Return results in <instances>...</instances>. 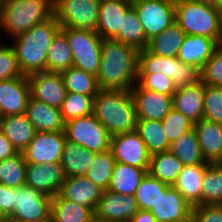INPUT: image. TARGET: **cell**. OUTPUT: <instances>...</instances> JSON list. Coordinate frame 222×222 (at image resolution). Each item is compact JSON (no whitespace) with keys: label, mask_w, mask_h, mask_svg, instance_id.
<instances>
[{"label":"cell","mask_w":222,"mask_h":222,"mask_svg":"<svg viewBox=\"0 0 222 222\" xmlns=\"http://www.w3.org/2000/svg\"><path fill=\"white\" fill-rule=\"evenodd\" d=\"M139 52L123 42L103 39L101 62L96 75L99 89L131 90L137 83Z\"/></svg>","instance_id":"obj_1"},{"label":"cell","mask_w":222,"mask_h":222,"mask_svg":"<svg viewBox=\"0 0 222 222\" xmlns=\"http://www.w3.org/2000/svg\"><path fill=\"white\" fill-rule=\"evenodd\" d=\"M61 30L55 15L33 26L30 30L14 37L16 58L23 75L46 72V58L49 47Z\"/></svg>","instance_id":"obj_2"},{"label":"cell","mask_w":222,"mask_h":222,"mask_svg":"<svg viewBox=\"0 0 222 222\" xmlns=\"http://www.w3.org/2000/svg\"><path fill=\"white\" fill-rule=\"evenodd\" d=\"M93 114L111 135L135 130V103L130 90L100 89L94 97Z\"/></svg>","instance_id":"obj_3"},{"label":"cell","mask_w":222,"mask_h":222,"mask_svg":"<svg viewBox=\"0 0 222 222\" xmlns=\"http://www.w3.org/2000/svg\"><path fill=\"white\" fill-rule=\"evenodd\" d=\"M53 0H0V29L13 38L49 19Z\"/></svg>","instance_id":"obj_4"},{"label":"cell","mask_w":222,"mask_h":222,"mask_svg":"<svg viewBox=\"0 0 222 222\" xmlns=\"http://www.w3.org/2000/svg\"><path fill=\"white\" fill-rule=\"evenodd\" d=\"M175 18L185 35H202L222 44L216 8L194 0H179L175 2Z\"/></svg>","instance_id":"obj_5"},{"label":"cell","mask_w":222,"mask_h":222,"mask_svg":"<svg viewBox=\"0 0 222 222\" xmlns=\"http://www.w3.org/2000/svg\"><path fill=\"white\" fill-rule=\"evenodd\" d=\"M162 73L168 76L176 89L191 86L201 81V70L181 62L177 57H162L151 53L147 48L138 55L137 74Z\"/></svg>","instance_id":"obj_6"},{"label":"cell","mask_w":222,"mask_h":222,"mask_svg":"<svg viewBox=\"0 0 222 222\" xmlns=\"http://www.w3.org/2000/svg\"><path fill=\"white\" fill-rule=\"evenodd\" d=\"M72 51L73 67L97 75L102 51V38L92 30L61 27Z\"/></svg>","instance_id":"obj_7"},{"label":"cell","mask_w":222,"mask_h":222,"mask_svg":"<svg viewBox=\"0 0 222 222\" xmlns=\"http://www.w3.org/2000/svg\"><path fill=\"white\" fill-rule=\"evenodd\" d=\"M64 133L66 140L92 152L110 150L111 135L93 113L65 122Z\"/></svg>","instance_id":"obj_8"},{"label":"cell","mask_w":222,"mask_h":222,"mask_svg":"<svg viewBox=\"0 0 222 222\" xmlns=\"http://www.w3.org/2000/svg\"><path fill=\"white\" fill-rule=\"evenodd\" d=\"M100 0H53L54 15L61 27L97 31Z\"/></svg>","instance_id":"obj_9"},{"label":"cell","mask_w":222,"mask_h":222,"mask_svg":"<svg viewBox=\"0 0 222 222\" xmlns=\"http://www.w3.org/2000/svg\"><path fill=\"white\" fill-rule=\"evenodd\" d=\"M52 198L24 185L15 188V211L7 222H34L50 218Z\"/></svg>","instance_id":"obj_10"},{"label":"cell","mask_w":222,"mask_h":222,"mask_svg":"<svg viewBox=\"0 0 222 222\" xmlns=\"http://www.w3.org/2000/svg\"><path fill=\"white\" fill-rule=\"evenodd\" d=\"M149 41L162 33L175 21V2L171 0H153L132 3Z\"/></svg>","instance_id":"obj_11"},{"label":"cell","mask_w":222,"mask_h":222,"mask_svg":"<svg viewBox=\"0 0 222 222\" xmlns=\"http://www.w3.org/2000/svg\"><path fill=\"white\" fill-rule=\"evenodd\" d=\"M139 211L134 195L103 191L94 211L95 222H129Z\"/></svg>","instance_id":"obj_12"},{"label":"cell","mask_w":222,"mask_h":222,"mask_svg":"<svg viewBox=\"0 0 222 222\" xmlns=\"http://www.w3.org/2000/svg\"><path fill=\"white\" fill-rule=\"evenodd\" d=\"M65 141L64 132H36L22 153L27 164L60 163Z\"/></svg>","instance_id":"obj_13"},{"label":"cell","mask_w":222,"mask_h":222,"mask_svg":"<svg viewBox=\"0 0 222 222\" xmlns=\"http://www.w3.org/2000/svg\"><path fill=\"white\" fill-rule=\"evenodd\" d=\"M110 150L116 162L149 168L151 155L136 130L111 136Z\"/></svg>","instance_id":"obj_14"},{"label":"cell","mask_w":222,"mask_h":222,"mask_svg":"<svg viewBox=\"0 0 222 222\" xmlns=\"http://www.w3.org/2000/svg\"><path fill=\"white\" fill-rule=\"evenodd\" d=\"M30 97L59 108L65 99L67 90L60 73L38 72L27 76Z\"/></svg>","instance_id":"obj_15"},{"label":"cell","mask_w":222,"mask_h":222,"mask_svg":"<svg viewBox=\"0 0 222 222\" xmlns=\"http://www.w3.org/2000/svg\"><path fill=\"white\" fill-rule=\"evenodd\" d=\"M137 119L159 120L173 108L172 96L142 88L136 83L130 90Z\"/></svg>","instance_id":"obj_16"},{"label":"cell","mask_w":222,"mask_h":222,"mask_svg":"<svg viewBox=\"0 0 222 222\" xmlns=\"http://www.w3.org/2000/svg\"><path fill=\"white\" fill-rule=\"evenodd\" d=\"M65 178L61 163L27 164L25 185L53 198L59 193Z\"/></svg>","instance_id":"obj_17"},{"label":"cell","mask_w":222,"mask_h":222,"mask_svg":"<svg viewBox=\"0 0 222 222\" xmlns=\"http://www.w3.org/2000/svg\"><path fill=\"white\" fill-rule=\"evenodd\" d=\"M192 208L183 195L171 186L164 194L160 195L156 205L149 211L157 222H190Z\"/></svg>","instance_id":"obj_18"},{"label":"cell","mask_w":222,"mask_h":222,"mask_svg":"<svg viewBox=\"0 0 222 222\" xmlns=\"http://www.w3.org/2000/svg\"><path fill=\"white\" fill-rule=\"evenodd\" d=\"M29 97L30 87L26 75L0 81L1 117L25 114Z\"/></svg>","instance_id":"obj_19"},{"label":"cell","mask_w":222,"mask_h":222,"mask_svg":"<svg viewBox=\"0 0 222 222\" xmlns=\"http://www.w3.org/2000/svg\"><path fill=\"white\" fill-rule=\"evenodd\" d=\"M103 190L86 176L66 177L59 195L95 211Z\"/></svg>","instance_id":"obj_20"},{"label":"cell","mask_w":222,"mask_h":222,"mask_svg":"<svg viewBox=\"0 0 222 222\" xmlns=\"http://www.w3.org/2000/svg\"><path fill=\"white\" fill-rule=\"evenodd\" d=\"M200 150L204 160L209 164L222 162V124L201 119L194 124Z\"/></svg>","instance_id":"obj_21"},{"label":"cell","mask_w":222,"mask_h":222,"mask_svg":"<svg viewBox=\"0 0 222 222\" xmlns=\"http://www.w3.org/2000/svg\"><path fill=\"white\" fill-rule=\"evenodd\" d=\"M131 6V1L100 0L96 33L102 39H113L122 31L123 17Z\"/></svg>","instance_id":"obj_22"},{"label":"cell","mask_w":222,"mask_h":222,"mask_svg":"<svg viewBox=\"0 0 222 222\" xmlns=\"http://www.w3.org/2000/svg\"><path fill=\"white\" fill-rule=\"evenodd\" d=\"M204 94L205 84L202 81L191 86L178 88L172 95L173 108L195 124L203 119Z\"/></svg>","instance_id":"obj_23"},{"label":"cell","mask_w":222,"mask_h":222,"mask_svg":"<svg viewBox=\"0 0 222 222\" xmlns=\"http://www.w3.org/2000/svg\"><path fill=\"white\" fill-rule=\"evenodd\" d=\"M25 114L36 132H64L65 122L59 108L29 97Z\"/></svg>","instance_id":"obj_24"},{"label":"cell","mask_w":222,"mask_h":222,"mask_svg":"<svg viewBox=\"0 0 222 222\" xmlns=\"http://www.w3.org/2000/svg\"><path fill=\"white\" fill-rule=\"evenodd\" d=\"M218 46L217 41L206 36L186 35L179 49L177 59L201 70Z\"/></svg>","instance_id":"obj_25"},{"label":"cell","mask_w":222,"mask_h":222,"mask_svg":"<svg viewBox=\"0 0 222 222\" xmlns=\"http://www.w3.org/2000/svg\"><path fill=\"white\" fill-rule=\"evenodd\" d=\"M208 165H183L181 173L173 184L192 207L202 205V183Z\"/></svg>","instance_id":"obj_26"},{"label":"cell","mask_w":222,"mask_h":222,"mask_svg":"<svg viewBox=\"0 0 222 222\" xmlns=\"http://www.w3.org/2000/svg\"><path fill=\"white\" fill-rule=\"evenodd\" d=\"M0 129L18 152H23L36 134L26 114L0 117Z\"/></svg>","instance_id":"obj_27"},{"label":"cell","mask_w":222,"mask_h":222,"mask_svg":"<svg viewBox=\"0 0 222 222\" xmlns=\"http://www.w3.org/2000/svg\"><path fill=\"white\" fill-rule=\"evenodd\" d=\"M148 169L116 162L107 190L123 195H134Z\"/></svg>","instance_id":"obj_28"},{"label":"cell","mask_w":222,"mask_h":222,"mask_svg":"<svg viewBox=\"0 0 222 222\" xmlns=\"http://www.w3.org/2000/svg\"><path fill=\"white\" fill-rule=\"evenodd\" d=\"M95 154V152L66 140L60 162L65 176H85L94 161Z\"/></svg>","instance_id":"obj_29"},{"label":"cell","mask_w":222,"mask_h":222,"mask_svg":"<svg viewBox=\"0 0 222 222\" xmlns=\"http://www.w3.org/2000/svg\"><path fill=\"white\" fill-rule=\"evenodd\" d=\"M50 217L52 222H95L91 208L64 199L59 194L52 198Z\"/></svg>","instance_id":"obj_30"},{"label":"cell","mask_w":222,"mask_h":222,"mask_svg":"<svg viewBox=\"0 0 222 222\" xmlns=\"http://www.w3.org/2000/svg\"><path fill=\"white\" fill-rule=\"evenodd\" d=\"M183 168L182 162L170 150L150 156L148 173L170 186L176 182Z\"/></svg>","instance_id":"obj_31"},{"label":"cell","mask_w":222,"mask_h":222,"mask_svg":"<svg viewBox=\"0 0 222 222\" xmlns=\"http://www.w3.org/2000/svg\"><path fill=\"white\" fill-rule=\"evenodd\" d=\"M135 130L144 141L150 155L168 151L170 142L159 120L137 119Z\"/></svg>","instance_id":"obj_32"},{"label":"cell","mask_w":222,"mask_h":222,"mask_svg":"<svg viewBox=\"0 0 222 222\" xmlns=\"http://www.w3.org/2000/svg\"><path fill=\"white\" fill-rule=\"evenodd\" d=\"M185 32L174 22L162 33L149 40L147 49L158 56L177 57Z\"/></svg>","instance_id":"obj_33"},{"label":"cell","mask_w":222,"mask_h":222,"mask_svg":"<svg viewBox=\"0 0 222 222\" xmlns=\"http://www.w3.org/2000/svg\"><path fill=\"white\" fill-rule=\"evenodd\" d=\"M113 40L133 46L139 51L147 48L149 41L133 6L126 11L125 17H123L122 31H119Z\"/></svg>","instance_id":"obj_34"},{"label":"cell","mask_w":222,"mask_h":222,"mask_svg":"<svg viewBox=\"0 0 222 222\" xmlns=\"http://www.w3.org/2000/svg\"><path fill=\"white\" fill-rule=\"evenodd\" d=\"M169 150L176 155L183 165L209 164L202 156L194 128L173 141Z\"/></svg>","instance_id":"obj_35"},{"label":"cell","mask_w":222,"mask_h":222,"mask_svg":"<svg viewBox=\"0 0 222 222\" xmlns=\"http://www.w3.org/2000/svg\"><path fill=\"white\" fill-rule=\"evenodd\" d=\"M70 67H73L72 51L66 36L59 31L47 53L46 71L61 73Z\"/></svg>","instance_id":"obj_36"},{"label":"cell","mask_w":222,"mask_h":222,"mask_svg":"<svg viewBox=\"0 0 222 222\" xmlns=\"http://www.w3.org/2000/svg\"><path fill=\"white\" fill-rule=\"evenodd\" d=\"M63 78L67 92L83 94L86 96H96L100 90L97 84L95 75L85 72L81 69L70 67L62 71Z\"/></svg>","instance_id":"obj_37"},{"label":"cell","mask_w":222,"mask_h":222,"mask_svg":"<svg viewBox=\"0 0 222 222\" xmlns=\"http://www.w3.org/2000/svg\"><path fill=\"white\" fill-rule=\"evenodd\" d=\"M26 169L27 162L22 152L0 161V183L11 188L24 186L26 182Z\"/></svg>","instance_id":"obj_38"},{"label":"cell","mask_w":222,"mask_h":222,"mask_svg":"<svg viewBox=\"0 0 222 222\" xmlns=\"http://www.w3.org/2000/svg\"><path fill=\"white\" fill-rule=\"evenodd\" d=\"M170 187V185L147 173L134 194L138 208L149 211L156 205L160 195L164 194Z\"/></svg>","instance_id":"obj_39"},{"label":"cell","mask_w":222,"mask_h":222,"mask_svg":"<svg viewBox=\"0 0 222 222\" xmlns=\"http://www.w3.org/2000/svg\"><path fill=\"white\" fill-rule=\"evenodd\" d=\"M222 204V164H209L202 183V205Z\"/></svg>","instance_id":"obj_40"},{"label":"cell","mask_w":222,"mask_h":222,"mask_svg":"<svg viewBox=\"0 0 222 222\" xmlns=\"http://www.w3.org/2000/svg\"><path fill=\"white\" fill-rule=\"evenodd\" d=\"M116 161L111 150L96 153L93 163L85 175L94 182L100 189L106 191L112 176V171Z\"/></svg>","instance_id":"obj_41"},{"label":"cell","mask_w":222,"mask_h":222,"mask_svg":"<svg viewBox=\"0 0 222 222\" xmlns=\"http://www.w3.org/2000/svg\"><path fill=\"white\" fill-rule=\"evenodd\" d=\"M94 97L67 92L59 107L64 122L93 113Z\"/></svg>","instance_id":"obj_42"},{"label":"cell","mask_w":222,"mask_h":222,"mask_svg":"<svg viewBox=\"0 0 222 222\" xmlns=\"http://www.w3.org/2000/svg\"><path fill=\"white\" fill-rule=\"evenodd\" d=\"M166 137L170 143L194 128V123L185 115L172 108L162 119Z\"/></svg>","instance_id":"obj_43"},{"label":"cell","mask_w":222,"mask_h":222,"mask_svg":"<svg viewBox=\"0 0 222 222\" xmlns=\"http://www.w3.org/2000/svg\"><path fill=\"white\" fill-rule=\"evenodd\" d=\"M203 118L222 124V87L205 84Z\"/></svg>","instance_id":"obj_44"},{"label":"cell","mask_w":222,"mask_h":222,"mask_svg":"<svg viewBox=\"0 0 222 222\" xmlns=\"http://www.w3.org/2000/svg\"><path fill=\"white\" fill-rule=\"evenodd\" d=\"M201 81L206 85L222 87V44L201 69Z\"/></svg>","instance_id":"obj_45"},{"label":"cell","mask_w":222,"mask_h":222,"mask_svg":"<svg viewBox=\"0 0 222 222\" xmlns=\"http://www.w3.org/2000/svg\"><path fill=\"white\" fill-rule=\"evenodd\" d=\"M137 83L144 89L173 95L176 91L173 81L162 73L137 74Z\"/></svg>","instance_id":"obj_46"},{"label":"cell","mask_w":222,"mask_h":222,"mask_svg":"<svg viewBox=\"0 0 222 222\" xmlns=\"http://www.w3.org/2000/svg\"><path fill=\"white\" fill-rule=\"evenodd\" d=\"M24 76L12 46L0 45V81Z\"/></svg>","instance_id":"obj_47"},{"label":"cell","mask_w":222,"mask_h":222,"mask_svg":"<svg viewBox=\"0 0 222 222\" xmlns=\"http://www.w3.org/2000/svg\"><path fill=\"white\" fill-rule=\"evenodd\" d=\"M192 221L193 222H222V204L193 206Z\"/></svg>","instance_id":"obj_48"},{"label":"cell","mask_w":222,"mask_h":222,"mask_svg":"<svg viewBox=\"0 0 222 222\" xmlns=\"http://www.w3.org/2000/svg\"><path fill=\"white\" fill-rule=\"evenodd\" d=\"M15 211V188L0 183V212L8 218Z\"/></svg>","instance_id":"obj_49"},{"label":"cell","mask_w":222,"mask_h":222,"mask_svg":"<svg viewBox=\"0 0 222 222\" xmlns=\"http://www.w3.org/2000/svg\"><path fill=\"white\" fill-rule=\"evenodd\" d=\"M19 152L13 144L5 137L0 129V161L11 158Z\"/></svg>","instance_id":"obj_50"},{"label":"cell","mask_w":222,"mask_h":222,"mask_svg":"<svg viewBox=\"0 0 222 222\" xmlns=\"http://www.w3.org/2000/svg\"><path fill=\"white\" fill-rule=\"evenodd\" d=\"M129 222H157L154 215L147 210H140L129 220Z\"/></svg>","instance_id":"obj_51"},{"label":"cell","mask_w":222,"mask_h":222,"mask_svg":"<svg viewBox=\"0 0 222 222\" xmlns=\"http://www.w3.org/2000/svg\"><path fill=\"white\" fill-rule=\"evenodd\" d=\"M194 1L200 2L201 4L211 6L214 8H216L222 2V0H194Z\"/></svg>","instance_id":"obj_52"},{"label":"cell","mask_w":222,"mask_h":222,"mask_svg":"<svg viewBox=\"0 0 222 222\" xmlns=\"http://www.w3.org/2000/svg\"><path fill=\"white\" fill-rule=\"evenodd\" d=\"M216 10H217L218 24L222 33V2L216 7Z\"/></svg>","instance_id":"obj_53"},{"label":"cell","mask_w":222,"mask_h":222,"mask_svg":"<svg viewBox=\"0 0 222 222\" xmlns=\"http://www.w3.org/2000/svg\"><path fill=\"white\" fill-rule=\"evenodd\" d=\"M0 222H7V218L0 212Z\"/></svg>","instance_id":"obj_54"},{"label":"cell","mask_w":222,"mask_h":222,"mask_svg":"<svg viewBox=\"0 0 222 222\" xmlns=\"http://www.w3.org/2000/svg\"><path fill=\"white\" fill-rule=\"evenodd\" d=\"M147 1H153V0H131V3H140V2H147Z\"/></svg>","instance_id":"obj_55"},{"label":"cell","mask_w":222,"mask_h":222,"mask_svg":"<svg viewBox=\"0 0 222 222\" xmlns=\"http://www.w3.org/2000/svg\"><path fill=\"white\" fill-rule=\"evenodd\" d=\"M34 222H52V219L50 217L49 219H45V220H42V221H34Z\"/></svg>","instance_id":"obj_56"}]
</instances>
